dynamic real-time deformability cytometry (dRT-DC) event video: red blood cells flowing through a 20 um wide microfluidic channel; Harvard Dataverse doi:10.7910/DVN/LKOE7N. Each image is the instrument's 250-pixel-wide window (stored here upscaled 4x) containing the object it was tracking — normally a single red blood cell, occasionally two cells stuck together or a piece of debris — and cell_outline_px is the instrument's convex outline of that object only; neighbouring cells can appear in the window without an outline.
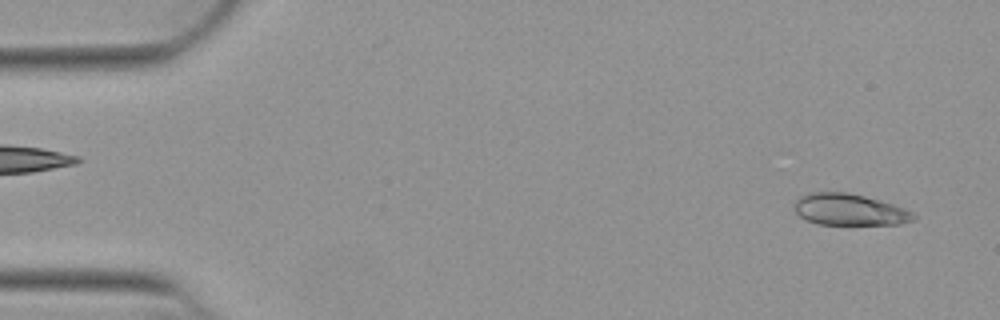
{"species": "Egyptian fruit bat (a non-hibernating species)", "species_latin": "Rousettus aegyptiacus", "temperature_condition": "warm", "stored_images_in_passage": 25, "camera_frame_rate_fps": 3000, "um_per_image_px": 0.085, "animal": {"sex": "female"}, "frame": {"image": 1, "passage_image": 2, "time_ms": 0.333, "image_size_px": [1000, 320], "cell_outline_px": [[916, 216], [912, 220], [900, 224], [820, 224], [808, 220], [800, 216], [796, 212], [796, 200], [800, 196], [808, 192], [848, 192], [880, 200], [904, 208], [912, 212]], "centroid_in_image_um": [72.2, 17.81], "position_along_channel_um": 12.8, "area_um2": 21.62}}
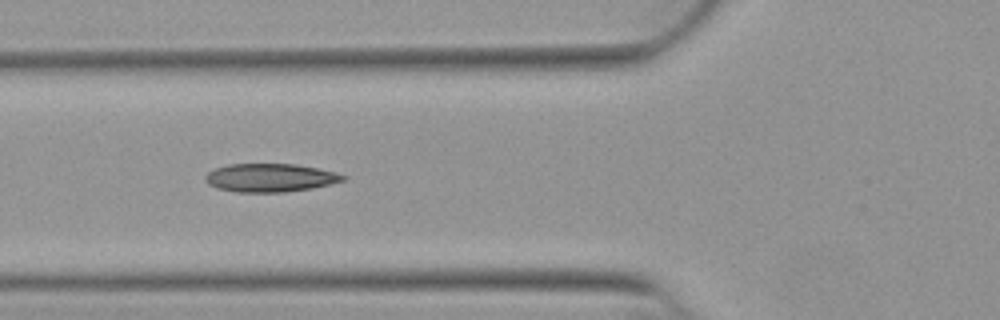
{"frame": {"image": 2, "passage_image": 18, "time_ms": 5.667, "image_size_px": [1000, 320], "cell_outline_px": [[348, 176], [344, 180], [312, 188], [284, 192], [236, 192], [216, 188], [208, 184], [204, 180], [204, 176], [208, 172], [216, 168], [228, 164], [296, 164], [336, 172]], "centroid_in_image_um": [22.93, 15.11], "position_along_channel_um": 102.9, "area_um2": 22.72}}
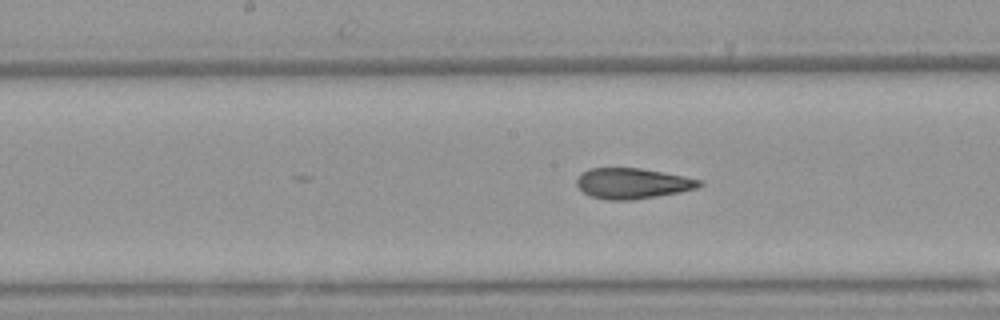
{"frame": {"image": 3, "passage_image": 25, "time_ms": 8.0, "image_size_px": [1000, 320], "cell_outline_px": [[704, 184], [696, 188], [680, 192], [632, 200], [608, 200], [592, 196], [584, 192], [576, 184], [576, 180], [588, 168], [640, 168], [664, 172], [684, 176], [700, 180]], "centroid_in_image_um": [53.78, 15.58], "position_along_channel_um": 194.4, "area_um2": 21.68}}